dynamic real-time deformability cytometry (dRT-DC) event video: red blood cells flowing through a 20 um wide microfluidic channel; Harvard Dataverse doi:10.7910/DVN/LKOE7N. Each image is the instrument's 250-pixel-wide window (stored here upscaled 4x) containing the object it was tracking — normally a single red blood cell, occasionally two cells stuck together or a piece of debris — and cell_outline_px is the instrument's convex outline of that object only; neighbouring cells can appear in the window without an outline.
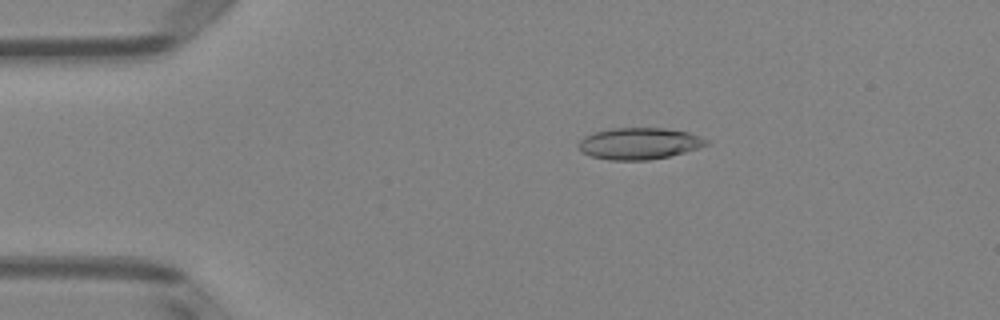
{"species": "Egyptian fruit bat (a non-hibernating species)", "species_latin": "Rousettus aegyptiacus", "temperature_condition": "room temperature", "stored_images_in_passage": 51, "camera_frame_rate_fps": 3000, "um_per_image_px": 0.085, "animal": {"sex": "female"}, "frame": {"image": 1, "passage_image": 10, "time_ms": 3.0, "image_size_px": [1000, 320], "cell_outline_px": [[712, 140], [708, 144], [684, 152], [668, 156], [648, 160], [608, 160], [592, 156], [580, 152], [576, 144], [584, 136], [596, 132], [612, 128], [664, 128], [688, 132]], "centroid_in_image_um": [54.31, 12.19], "position_along_channel_um": 30.7, "area_um2": 23.58}}
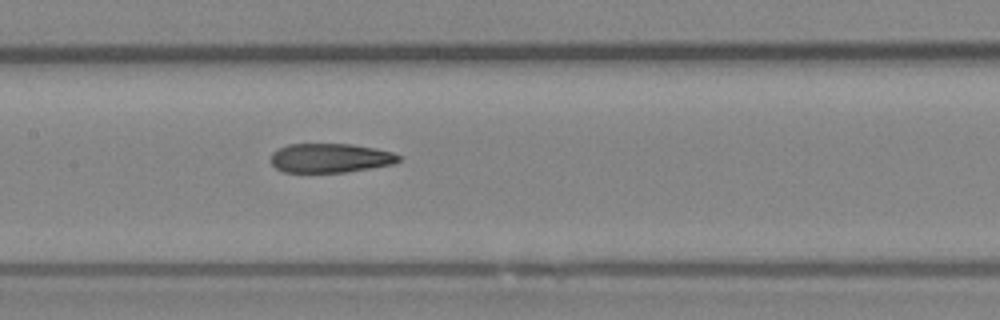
{"frame": {"image": 2, "passage_image": 25, "time_ms": 8.0, "image_size_px": [1000, 320], "cell_outline_px": [[404, 156], [400, 160], [392, 164], [344, 172], [284, 172], [276, 168], [272, 164], [272, 152], [288, 144], [352, 144], [376, 148], [392, 152]], "centroid_in_image_um": [28.1, 13.42], "position_along_channel_um": 179.3, "area_um2": 21.68}}
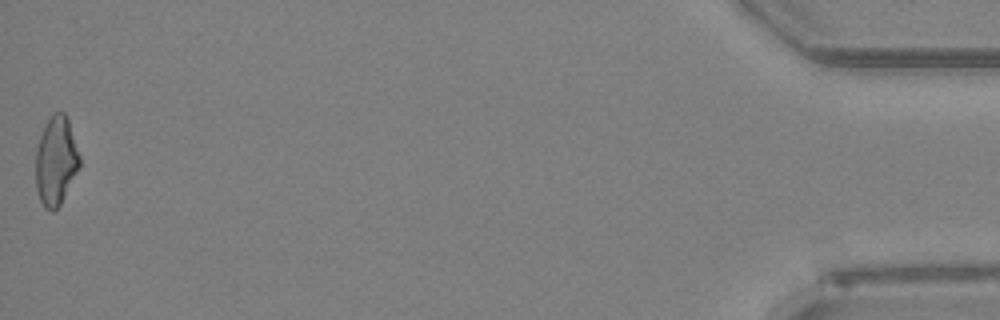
{"frame": {"image": 3, "passage_image": 51, "time_ms": 16.667, "image_size_px": [1000, 320], "cell_outline_px": [[80, 168], [60, 204], [52, 212], [44, 208], [40, 200], [36, 188], [36, 148], [44, 124], [56, 112], [64, 112], [68, 120], [80, 156]], "centroid_in_image_um": [4.75, 13.69], "position_along_channel_um": 430.4, "area_um2": 22.66}, "authors_computed_cell_mechanics": {"area_um2": 22.7732, "velocity_mm_per_s": 4.014, "shape_relaxation_time_tau1_ms": null, "shape_relaxation_time_tau2_ms": 3.7142, "deformation_change_tau1": null, "deformation_change_tau2": 0.1445}}